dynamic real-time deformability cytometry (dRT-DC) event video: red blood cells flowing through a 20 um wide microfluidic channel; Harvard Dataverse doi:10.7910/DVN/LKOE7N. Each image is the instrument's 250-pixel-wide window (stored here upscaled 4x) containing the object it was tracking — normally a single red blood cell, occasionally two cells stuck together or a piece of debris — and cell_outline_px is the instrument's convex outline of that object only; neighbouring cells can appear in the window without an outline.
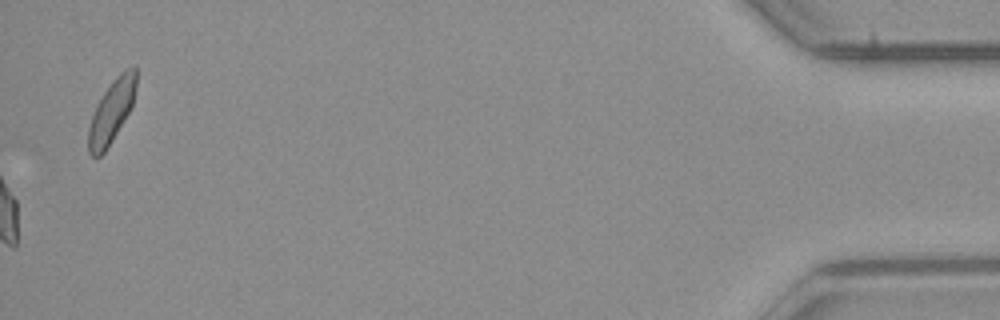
{"species": "common noctule bat (a hibernating species)", "species_latin": "Nyctalus noctula", "temperature_condition": "room temperature", "stored_images_in_passage": 45, "camera_frame_rate_fps": 3000, "um_per_image_px": 0.085, "animal": {"sex": "male", "body_mass_g": 23.1, "forearm_length_mm": 52.7}, "frame": {"image": 1, "passage_image": 45, "time_ms": 14.667, "image_size_px": [1000, 320], "cell_outline_px": [[136, 84], [132, 104], [128, 112], [112, 140], [104, 152], [100, 156], [92, 156], [88, 152], [88, 128], [96, 104], [104, 92], [116, 76], [124, 68], [136, 68]], "centroid_in_image_um": [9.46, 9.46], "position_along_channel_um": 425.7, "area_um2": 17.05}, "authors_computed_cell_mechanics": {"area_um2": 18.5538, "velocity_mm_per_s": 3.898, "shape_relaxation_time_tau1_ms": null, "shape_relaxation_time_tau2_ms": 1.9907, "deformation_change_tau1": null, "deformation_change_tau2": 0.0632}}